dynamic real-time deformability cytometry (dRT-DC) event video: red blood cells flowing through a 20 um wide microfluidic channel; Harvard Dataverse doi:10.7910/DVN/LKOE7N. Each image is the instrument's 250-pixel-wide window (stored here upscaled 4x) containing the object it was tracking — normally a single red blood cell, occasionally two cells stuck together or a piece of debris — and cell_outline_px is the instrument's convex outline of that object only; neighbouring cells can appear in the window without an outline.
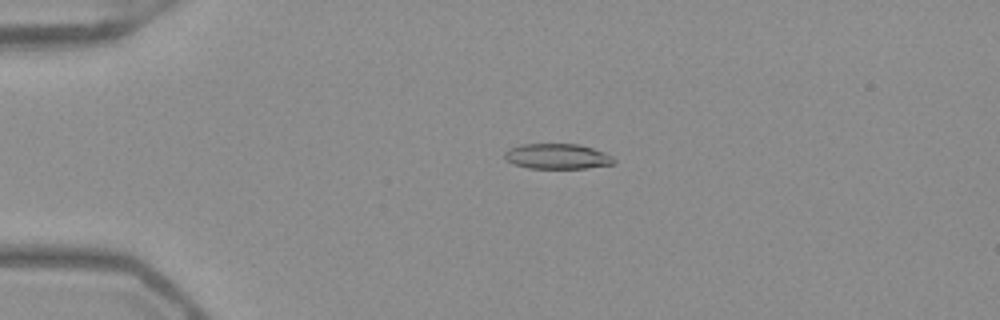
{"species": "Egyptian fruit bat (a non-hibernating species)", "species_latin": "Rousettus aegyptiacus", "temperature_condition": "warm", "stored_images_in_passage": 48, "camera_frame_rate_fps": 3000, "um_per_image_px": 0.085, "frame": {"image": 1, "passage_image": 8, "time_ms": 2.333, "image_size_px": [1000, 320], "cell_outline_px": [[616, 164], [584, 168], [528, 168], [512, 164], [504, 160], [504, 152], [520, 144], [580, 144], [604, 152], [612, 156], [616, 160]], "centroid_in_image_um": [47.37, 13.29], "position_along_channel_um": 37.6, "area_um2": 16.24}}
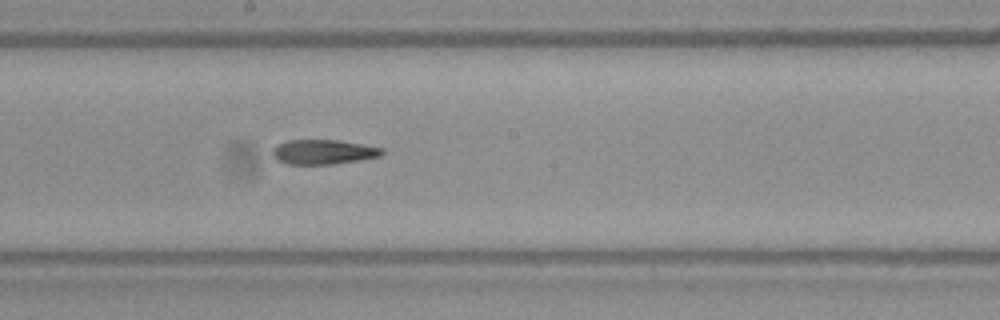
{"frame": {"image": 2, "passage_image": 25, "time_ms": 8.0, "image_size_px": [1000, 320], "cell_outline_px": [[384, 152], [380, 156], [360, 160], [332, 164], [288, 164], [276, 160], [272, 156], [272, 148], [276, 144], [288, 140], [340, 140], [384, 148]], "centroid_in_image_um": [27.46, 12.91], "position_along_channel_um": 220.7, "area_um2": 15.9}}
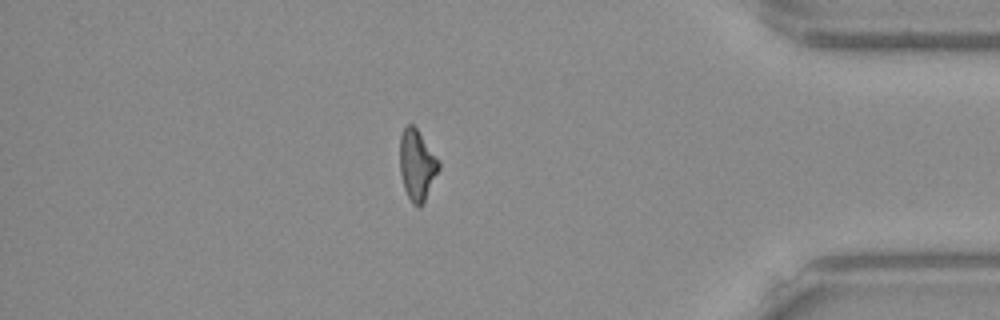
{"frame": {"image": 3, "passage_image": 41, "time_ms": 13.333, "image_size_px": [1000, 320], "cell_outline_px": [[440, 168], [424, 204], [420, 208], [416, 208], [412, 204], [404, 188], [400, 172], [400, 136], [404, 128], [408, 124], [412, 124], [416, 128], [440, 160]], "centroid_in_image_um": [35.46, 14.07], "position_along_channel_um": 399.7, "area_um2": 16.3}, "authors_computed_cell_mechanics": {"area_um2": 16.2129, "velocity_mm_per_s": 3.9555, "shape_relaxation_time_tau1_ms": null, "shape_relaxation_time_tau2_ms": 4.903, "deformation_change_tau1": null, "deformation_change_tau2": 0.1587}}